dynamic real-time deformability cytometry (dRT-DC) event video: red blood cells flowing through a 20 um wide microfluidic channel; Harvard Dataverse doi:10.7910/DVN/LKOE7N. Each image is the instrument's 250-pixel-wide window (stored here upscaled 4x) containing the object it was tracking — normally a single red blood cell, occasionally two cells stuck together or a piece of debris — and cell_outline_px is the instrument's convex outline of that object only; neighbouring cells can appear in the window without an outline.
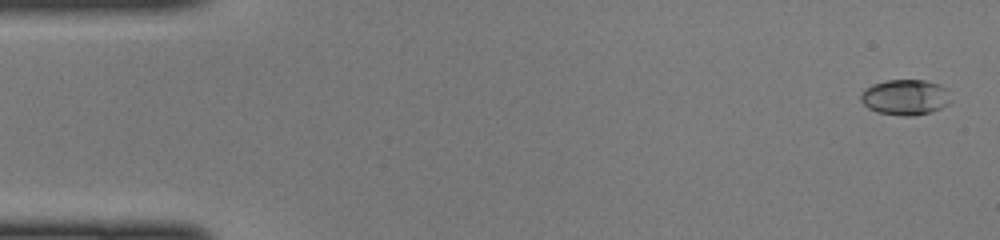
{"species": "common noctule bat (a hibernating species)", "species_latin": "Nyctalus noctula", "temperature_condition": "cold", "stored_images_in_passage": 47, "camera_frame_rate_fps": 3000, "um_per_image_px": 0.085, "animal": {"sex": "female", "body_mass_g": 22.0, "forearm_length_mm": 56.7}, "frame": {"image": 1, "passage_image": 2, "time_ms": 0.333, "image_size_px": [1000, 240], "cell_outline_px": [[952, 100], [948, 104], [932, 112], [912, 116], [900, 116], [876, 112], [868, 108], [860, 100], [860, 92], [872, 84], [888, 80], [924, 80], [940, 84], [948, 88]], "centroid_in_image_um": [76.97, 8.27], "position_along_channel_um": 8.0, "area_um2": 19.02}}
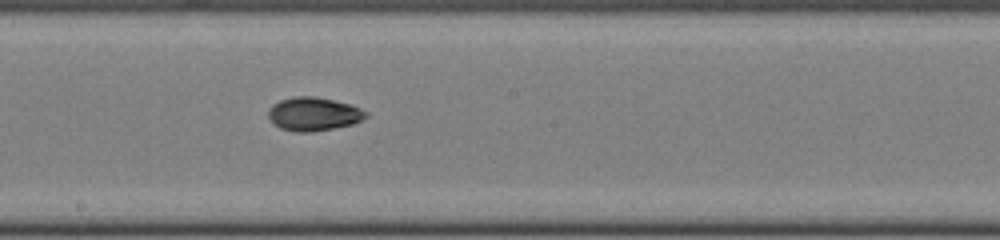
{"frame": {"image": 2, "passage_image": 26, "time_ms": 8.333, "image_size_px": [1000, 240], "cell_outline_px": [[368, 116], [352, 124], [312, 132], [296, 132], [280, 128], [268, 116], [268, 108], [272, 104], [280, 100], [292, 96], [316, 96], [348, 104], [360, 108], [368, 112]], "centroid_in_image_um": [26.63, 9.68], "position_along_channel_um": 221.6, "area_um2": 18.96}}
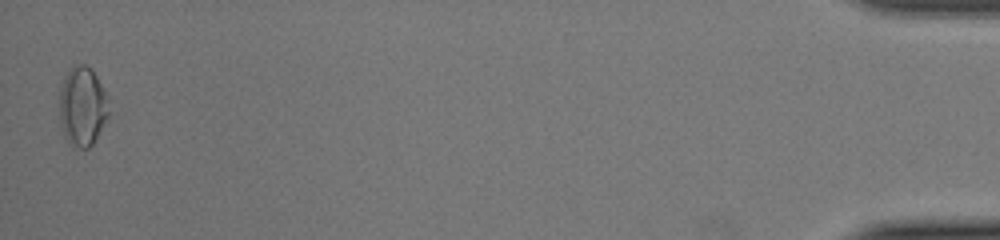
{"frame": {"image": 3, "passage_image": 47, "time_ms": 15.333, "image_size_px": [1000, 240], "cell_outline_px": [[108, 116], [92, 144], [88, 148], [72, 148], [64, 136], [60, 124], [60, 88], [64, 76], [72, 64], [84, 64], [92, 68], [104, 92], [108, 112]], "centroid_in_image_um": [6.95, 9.04], "position_along_channel_um": 428.2, "area_um2": 22.66}}